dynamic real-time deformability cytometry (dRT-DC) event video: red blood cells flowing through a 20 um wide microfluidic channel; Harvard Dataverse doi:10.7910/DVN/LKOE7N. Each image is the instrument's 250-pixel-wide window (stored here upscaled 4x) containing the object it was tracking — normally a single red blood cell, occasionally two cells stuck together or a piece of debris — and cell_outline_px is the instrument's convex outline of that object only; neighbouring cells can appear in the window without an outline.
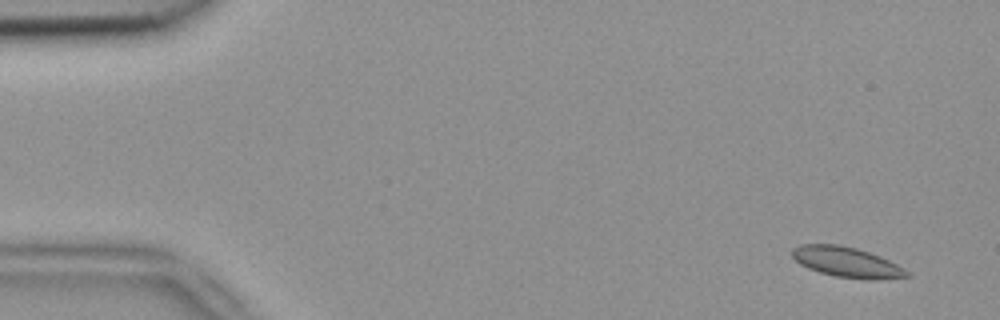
{"species": "common noctule bat (a hibernating species)", "species_latin": "Nyctalus noctula", "temperature_condition": "room temperature", "stored_images_in_passage": 6, "camera_frame_rate_fps": 3000, "um_per_image_px": 0.085, "animal": {"sex": "female", "body_mass_g": 18.4}, "frame": {"image": 1, "passage_image": 2, "time_ms": 0.333, "image_size_px": [1000, 320], "cell_outline_px": [[912, 276], [876, 280], [868, 280], [836, 276], [820, 272], [808, 268], [800, 264], [792, 256], [792, 248], [800, 244], [840, 244], [856, 248], [880, 256], [904, 268]], "centroid_in_image_um": [71.98, 22.28], "position_along_channel_um": 13.0, "area_um2": 20.23}}
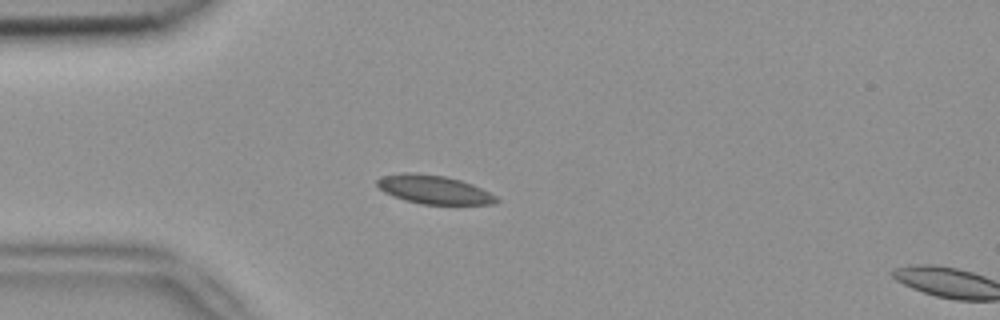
{"frame": {"image": 2, "passage_image": 5, "time_ms": 1.333, "image_size_px": [1000, 320], "cell_outline_px": [[500, 200], [496, 204], [420, 204], [404, 200], [392, 196], [384, 192], [376, 184], [376, 180], [380, 176], [404, 172], [412, 172], [444, 176], [460, 180], [472, 184], [496, 196]], "centroid_in_image_um": [36.84, 16.11], "position_along_channel_um": 48.2, "area_um2": 19.94}}